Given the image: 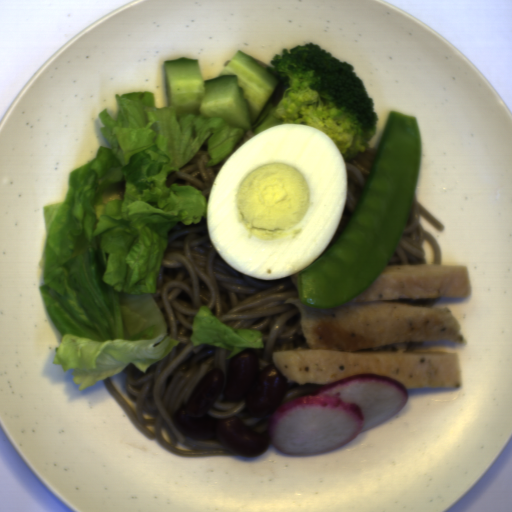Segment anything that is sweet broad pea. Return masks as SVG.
Instances as JSON below:
<instances>
[{"label": "sweet broad pea", "mask_w": 512, "mask_h": 512, "mask_svg": "<svg viewBox=\"0 0 512 512\" xmlns=\"http://www.w3.org/2000/svg\"><path fill=\"white\" fill-rule=\"evenodd\" d=\"M420 160L417 116L390 111L351 219L330 247L298 271L302 305L333 308L373 285L406 230Z\"/></svg>", "instance_id": "sweet-broad-pea-1"}]
</instances>
